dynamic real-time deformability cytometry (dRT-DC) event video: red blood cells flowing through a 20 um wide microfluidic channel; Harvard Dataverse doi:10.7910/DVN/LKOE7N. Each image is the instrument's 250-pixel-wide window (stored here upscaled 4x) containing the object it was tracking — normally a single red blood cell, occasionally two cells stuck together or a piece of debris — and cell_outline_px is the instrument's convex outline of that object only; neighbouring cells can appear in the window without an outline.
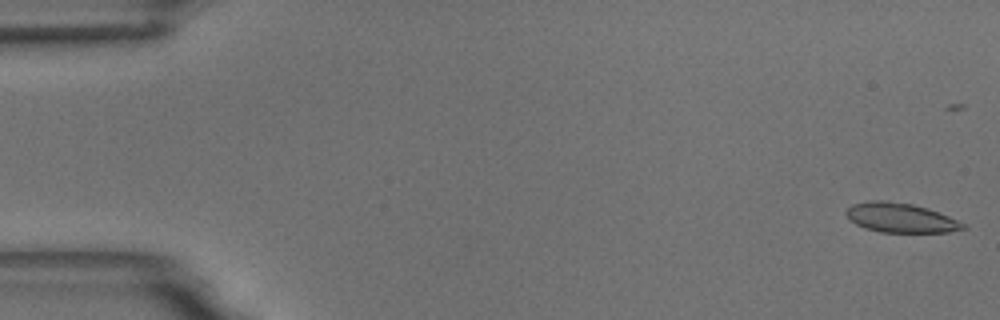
{"species": "common noctule bat (a hibernating species)", "species_latin": "Nyctalus noctula", "temperature_condition": "room temperature", "stored_images_in_passage": 42, "camera_frame_rate_fps": 3000, "um_per_image_px": 0.085, "animal": {"sex": "male", "body_mass_g": 18.8}, "frame": {"image": 1, "passage_image": 1, "time_ms": 0.0, "image_size_px": [1000, 320], "cell_outline_px": [[968, 228], [948, 232], [880, 232], [864, 228], [856, 224], [844, 212], [852, 204], [868, 200], [888, 200], [912, 204], [928, 208], [968, 224]], "centroid_in_image_um": [76.58, 18.5], "position_along_channel_um": 8.4, "area_um2": 20.23}}
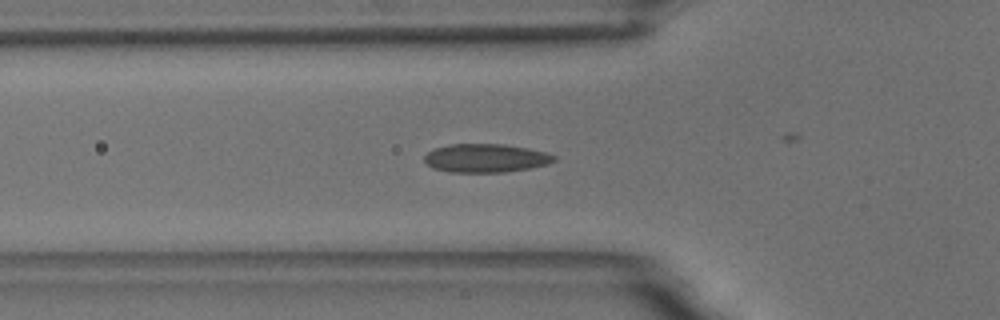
{"frame": {"image": 2, "passage_image": 19, "time_ms": 6.0, "image_size_px": [1000, 320], "cell_outline_px": [[556, 160], [548, 164], [528, 168], [504, 172], [448, 172], [432, 168], [424, 160], [424, 156], [432, 148], [452, 144], [504, 144], [528, 148], [548, 152], [556, 156]], "centroid_in_image_um": [41.29, 13.43], "position_along_channel_um": 84.5, "area_um2": 21.68}}
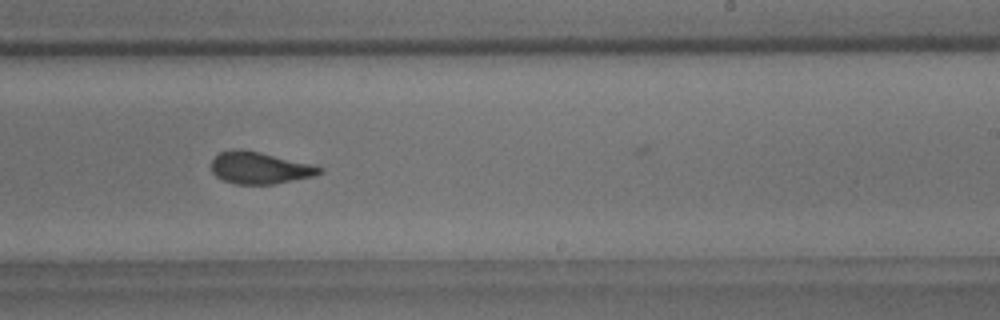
{"frame": {"image": 3, "passage_image": 34, "time_ms": 11.0, "image_size_px": [1000, 320], "cell_outline_px": [[324, 172], [312, 176], [272, 184], [236, 184], [224, 180], [216, 176], [212, 172], [212, 160], [220, 152], [232, 148], [260, 152], [312, 164], [324, 168]], "centroid_in_image_um": [22.07, 14.26], "position_along_channel_um": 266.9, "area_um2": 19.94}}